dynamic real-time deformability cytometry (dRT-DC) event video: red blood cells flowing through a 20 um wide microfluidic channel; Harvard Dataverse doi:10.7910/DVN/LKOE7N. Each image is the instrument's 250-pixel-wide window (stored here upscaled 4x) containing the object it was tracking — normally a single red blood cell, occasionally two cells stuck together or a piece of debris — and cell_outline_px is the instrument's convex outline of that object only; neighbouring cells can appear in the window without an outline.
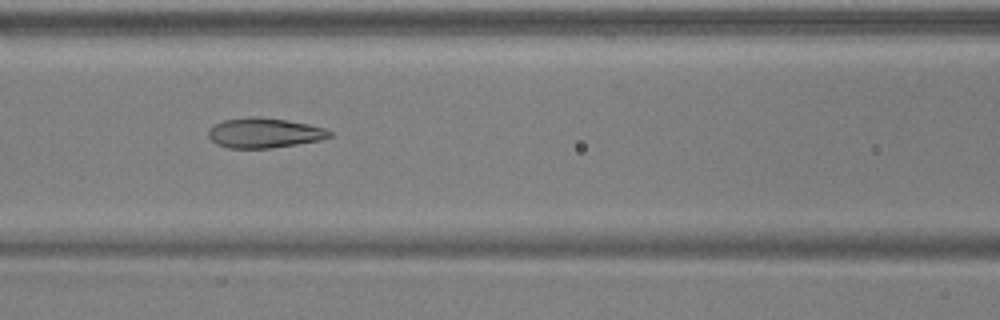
{"species": "common noctule bat (a hibernating species)", "species_latin": "Nyctalus noctula", "temperature_condition": "warm", "stored_images_in_passage": 54, "camera_frame_rate_fps": 3000, "um_per_image_px": 0.085, "animal": {"sex": "male", "body_mass_g": 17.9, "forearm_length_mm": 54.2}, "frame": {"image": 1, "passage_image": 24, "time_ms": 7.667, "image_size_px": [1000, 320], "cell_outline_px": [[332, 136], [320, 140], [296, 144], [268, 148], [228, 148], [216, 144], [208, 136], [208, 132], [216, 124], [224, 120], [248, 116], [260, 116], [308, 124], [324, 128], [332, 132]], "centroid_in_image_um": [22.46, 11.29], "position_along_channel_um": 144.1, "area_um2": 20.98}}
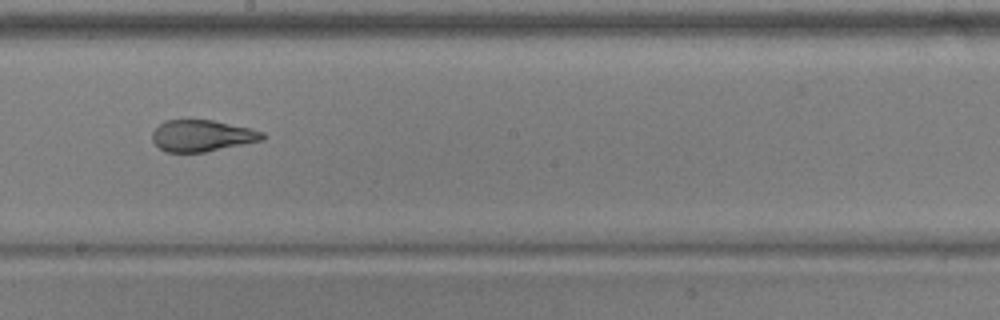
{"frame": {"image": 2, "passage_image": 31, "time_ms": 10.0, "image_size_px": [1000, 320], "cell_outline_px": [[264, 140], [204, 152], [164, 152], [152, 140], [152, 132], [164, 120], [212, 120], [248, 128], [264, 132]], "centroid_in_image_um": [17.15, 11.54], "position_along_channel_um": 231.0, "area_um2": 20.06}}
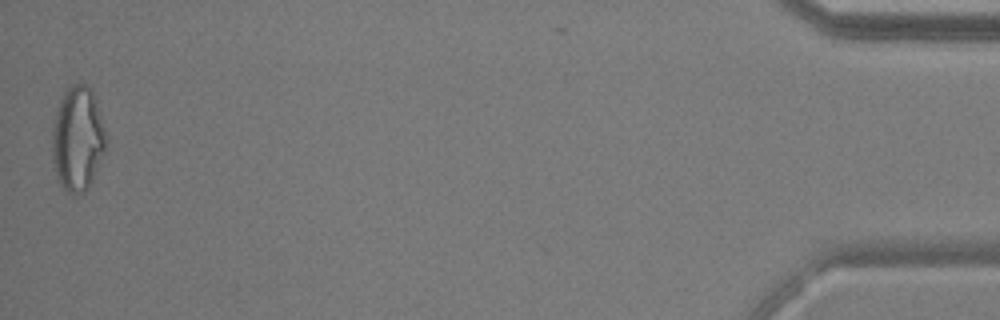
{"frame": {"image": 3, "passage_image": 54, "time_ms": 17.667, "image_size_px": [1000, 320], "cell_outline_px": [[108, 136], [104, 152], [96, 172], [88, 188], [84, 192], [72, 196], [56, 180], [52, 156], [52, 128], [56, 108], [64, 92], [72, 84], [88, 84], [92, 88]], "centroid_in_image_um": [6.6, 11.8], "position_along_channel_um": 428.6, "area_um2": 33.41}, "authors_computed_cell_mechanics": {"area_um2": 23.1489, "velocity_mm_per_s": 3.7307, "shape_relaxation_time_tau1_ms": null, "shape_relaxation_time_tau2_ms": 1.434, "deformation_change_tau1": null, "deformation_change_tau2": 0.0896}}